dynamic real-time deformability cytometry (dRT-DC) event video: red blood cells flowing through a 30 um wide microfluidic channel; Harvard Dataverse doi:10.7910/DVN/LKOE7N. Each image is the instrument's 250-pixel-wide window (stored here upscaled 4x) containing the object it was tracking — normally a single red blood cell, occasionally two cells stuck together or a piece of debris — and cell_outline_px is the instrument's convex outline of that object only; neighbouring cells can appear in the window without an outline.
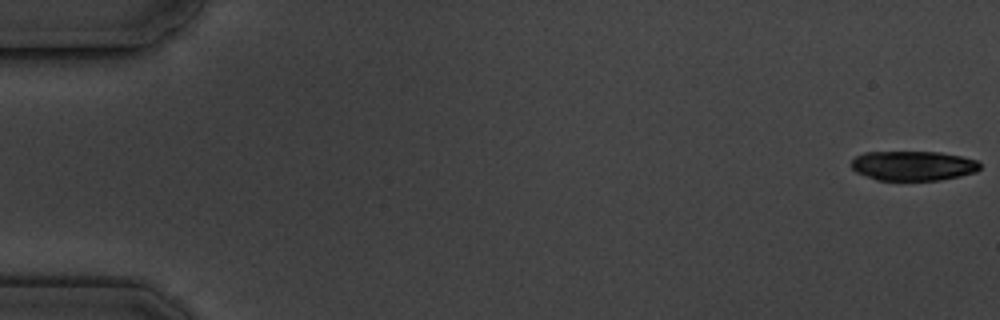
{"species": "common noctule bat (a hibernating species)", "species_latin": "Nyctalus noctula", "temperature_condition": "cold", "stored_images_in_passage": 7, "camera_frame_rate_fps": 3000, "um_per_image_px": 0.085, "animal": {"sex": "male", "body_mass_g": 19.5, "forearm_length_mm": 54.6}, "frame": {"image": 1, "passage_image": 1, "time_ms": 0.0, "image_size_px": [1000, 320], "cell_outline_px": [[980, 168], [976, 172], [960, 176], [940, 180], [876, 180], [856, 172], [852, 168], [852, 160], [856, 156], [864, 152], [940, 152], [960, 156], [976, 160], [980, 164]], "centroid_in_image_um": [77.61, 14.09], "position_along_channel_um": 7.4, "area_um2": 22.2}}
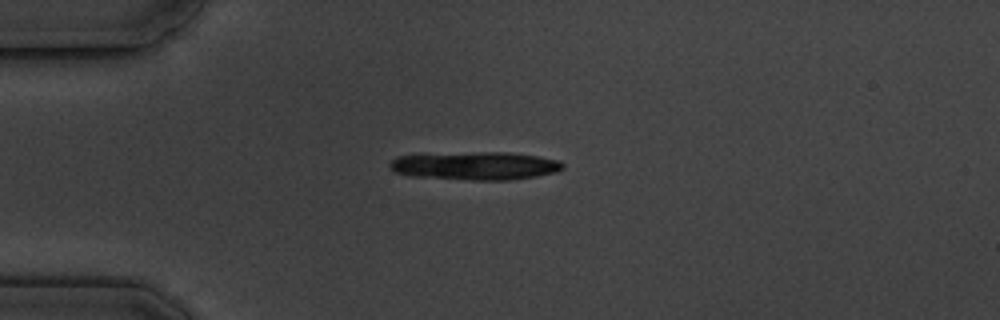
{"frame": {"image": 2, "passage_image": 5, "time_ms": 4.667, "image_size_px": [1000, 320], "cell_outline_px": [[564, 168], [556, 172], [536, 176], [508, 180], [472, 180], [412, 176], [396, 172], [388, 164], [396, 156], [480, 152], [508, 152], [536, 156], [560, 160], [564, 164]], "centroid_in_image_um": [40.45, 14.1], "position_along_channel_um": 44.5, "area_um2": 28.09}}